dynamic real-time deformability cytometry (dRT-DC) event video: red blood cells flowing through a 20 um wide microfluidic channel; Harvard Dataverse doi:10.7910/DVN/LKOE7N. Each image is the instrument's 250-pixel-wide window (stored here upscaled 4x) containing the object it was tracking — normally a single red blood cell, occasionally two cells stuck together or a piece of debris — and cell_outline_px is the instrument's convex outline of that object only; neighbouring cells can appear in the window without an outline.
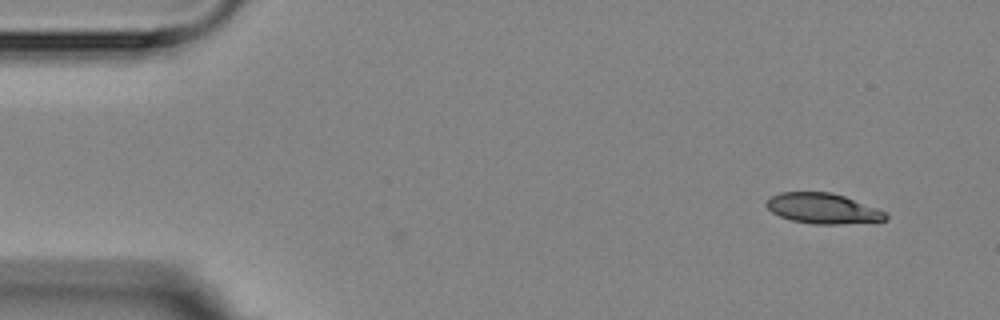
{"species": "Egyptian fruit bat (a non-hibernating species)", "species_latin": "Rousettus aegyptiacus", "temperature_condition": "room temperature", "stored_images_in_passage": 2, "camera_frame_rate_fps": 3000, "um_per_image_px": 0.085, "animal": {"sex": "female"}, "frame": {"image": 1, "passage_image": 2, "time_ms": 1.333, "image_size_px": [1000, 320], "cell_outline_px": [[888, 220], [840, 224], [812, 224], [792, 220], [780, 216], [772, 212], [764, 204], [772, 196], [780, 192], [832, 192], [844, 196], [876, 208], [884, 212], [888, 216]], "centroid_in_image_um": [69.93, 17.72], "position_along_channel_um": 15.1, "area_um2": 20.92}}